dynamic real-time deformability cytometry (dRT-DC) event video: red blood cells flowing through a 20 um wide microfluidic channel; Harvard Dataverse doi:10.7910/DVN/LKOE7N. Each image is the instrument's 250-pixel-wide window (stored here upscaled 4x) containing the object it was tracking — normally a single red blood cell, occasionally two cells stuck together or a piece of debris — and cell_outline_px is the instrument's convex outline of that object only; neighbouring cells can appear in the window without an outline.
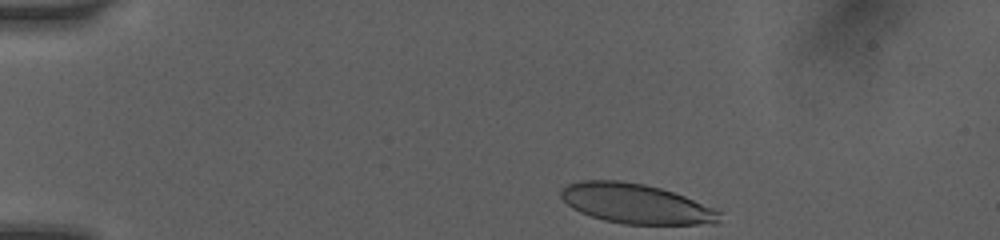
{"species": "human", "species_latin": "Homo sapiens", "temperature_condition": "room temperature", "stored_images_in_passage": 48, "camera_frame_rate_fps": 3000, "um_per_image_px": 0.085, "donor": {"sex": "female"}, "frame": {"image": 1, "passage_image": 1, "time_ms": 0.0, "image_size_px": [1000, 240], "cell_outline_px": [[720, 220], [716, 224], [624, 224], [604, 220], [580, 212], [572, 208], [560, 196], [560, 192], [568, 184], [580, 180], [620, 180], [644, 184], [660, 188], [684, 196], [712, 208], [720, 212]], "centroid_in_image_um": [54.03, 17.31], "position_along_channel_um": 31.0, "area_um2": 36.47}}
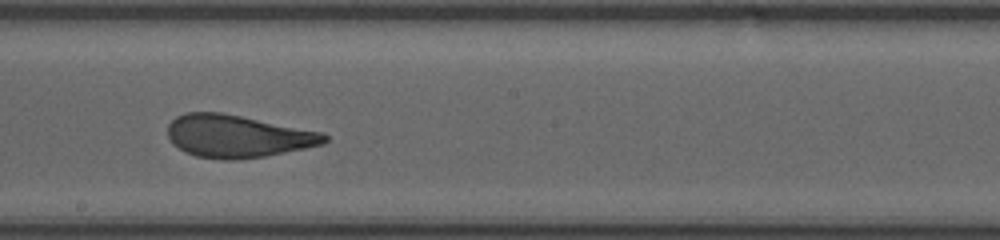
{"frame": {"image": 2, "passage_image": 27, "time_ms": 6.667, "image_size_px": [1000, 240], "cell_outline_px": [[328, 140], [324, 144], [264, 156], [236, 160], [220, 160], [196, 156], [184, 152], [172, 144], [168, 136], [168, 124], [176, 116], [188, 112], [220, 112], [324, 132], [328, 136]], "centroid_in_image_um": [20.17, 11.58], "position_along_channel_um": 228.0, "area_um2": 38.96}}
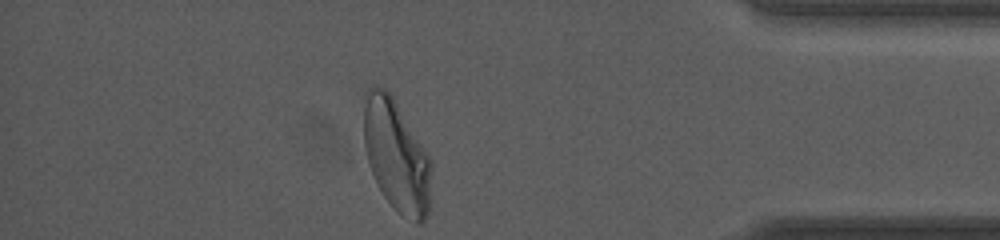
{"frame": {"image": 3, "passage_image": 47, "time_ms": 11.667, "image_size_px": [1000, 240], "cell_outline_px": [[432, 168], [428, 216], [420, 224], [416, 224], [396, 212], [392, 208], [376, 184], [368, 164], [364, 148], [364, 92], [368, 88], [384, 88], [392, 96], [432, 160]], "centroid_in_image_um": [33.7, 13.3], "position_along_channel_um": 401.5, "area_um2": 44.45}, "authors_computed_cell_mechanics": {"area_um2": 39.015, "velocity_mm_per_s": 4.0786, "shape_relaxation_time_tau1_ms": 5.5468, "shape_relaxation_time_tau2_ms": 0.9497, "deformation_change_tau1": 0.2248, "deformation_change_tau2": 0.0902}}